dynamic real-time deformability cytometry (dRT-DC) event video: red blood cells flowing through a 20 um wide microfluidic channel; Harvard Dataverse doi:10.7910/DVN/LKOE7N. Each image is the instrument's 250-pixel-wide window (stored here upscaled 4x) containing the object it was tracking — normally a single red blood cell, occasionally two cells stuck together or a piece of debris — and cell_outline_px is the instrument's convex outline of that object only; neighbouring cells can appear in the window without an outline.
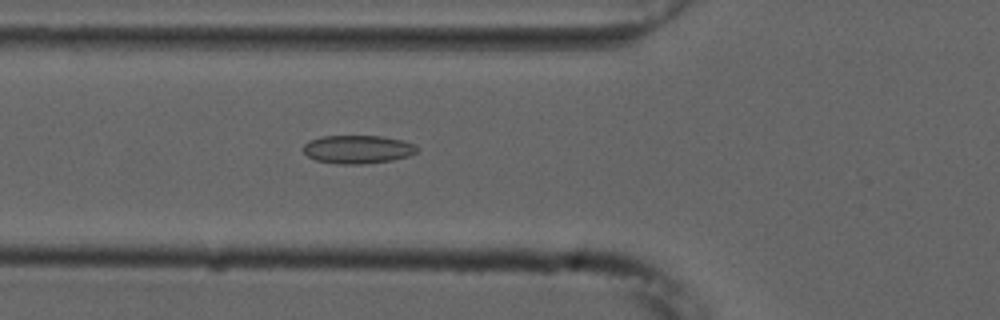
{"species": "common noctule bat (a hibernating species)", "species_latin": "Nyctalus noctula", "temperature_condition": "cold", "stored_images_in_passage": 34, "camera_frame_rate_fps": 3000, "um_per_image_px": 0.085, "animal": {"sex": "male", "forearm_length_mm": 52.5}, "frame": {"image": 1, "passage_image": 10, "time_ms": 3.0, "image_size_px": [1000, 320], "cell_outline_px": [[420, 148], [416, 152], [408, 156], [392, 160], [360, 164], [340, 164], [316, 160], [308, 156], [304, 152], [304, 144], [308, 140], [320, 136], [384, 136], [416, 144]], "centroid_in_image_um": [30.41, 12.68], "position_along_channel_um": 95.4, "area_um2": 18.79}}
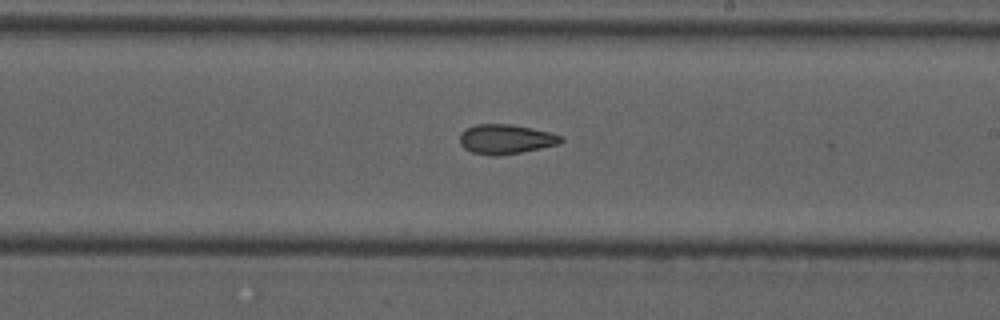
{"frame": {"image": 2, "passage_image": 22, "time_ms": 7.0, "image_size_px": [1000, 320], "cell_outline_px": [[564, 140], [560, 144], [520, 152], [496, 156], [492, 156], [472, 152], [464, 148], [460, 144], [460, 132], [476, 124], [512, 124], [548, 132], [560, 136]], "centroid_in_image_um": [42.96, 11.83], "position_along_channel_um": 246.0, "area_um2": 17.28}}
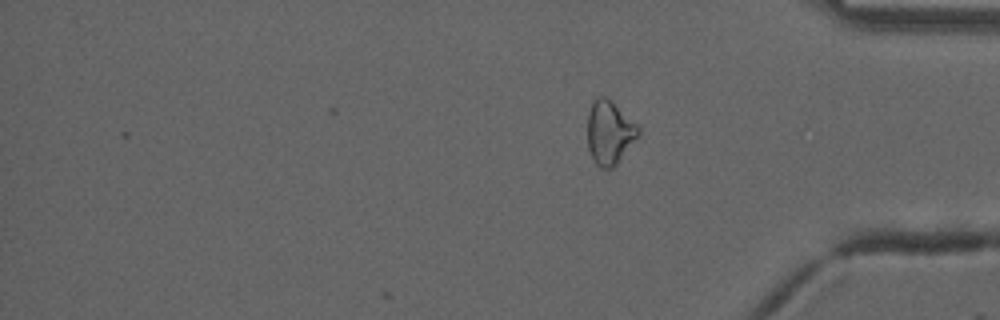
{"frame": {"image": 3, "passage_image": 34, "time_ms": 11.0, "image_size_px": [1000, 320], "cell_outline_px": [[640, 132], [616, 164], [612, 168], [600, 168], [592, 160], [588, 148], [588, 112], [592, 104], [600, 96], [604, 96], [612, 100], [640, 128]], "centroid_in_image_um": [51.78, 11.26], "position_along_channel_um": 383.4, "area_um2": 18.55}, "authors_computed_cell_mechanics": {"area_um2": 17.4556, "velocity_mm_per_s": 3.755, "shape_relaxation_time_tau1_ms": null, "shape_relaxation_time_tau2_ms": 3.3189, "deformation_change_tau1": null, "deformation_change_tau2": 0.0843}}